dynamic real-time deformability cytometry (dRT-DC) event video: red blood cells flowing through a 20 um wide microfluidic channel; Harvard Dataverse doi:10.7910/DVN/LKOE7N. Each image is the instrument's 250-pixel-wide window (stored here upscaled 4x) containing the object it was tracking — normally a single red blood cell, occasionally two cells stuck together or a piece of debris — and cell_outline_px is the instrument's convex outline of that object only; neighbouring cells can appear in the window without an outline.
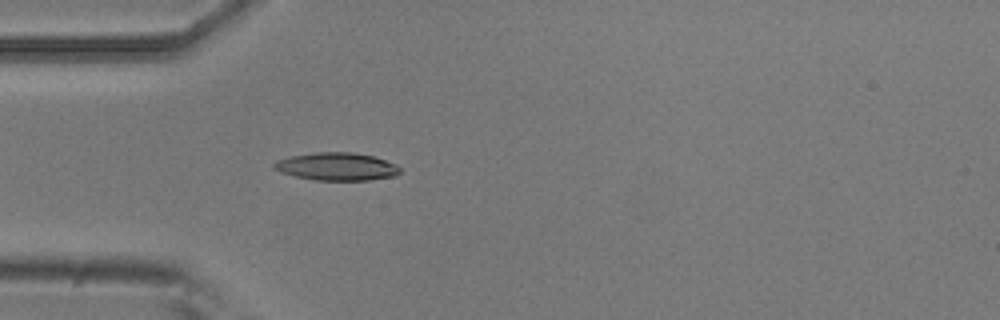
{"species": "common noctule bat (a hibernating species)", "species_latin": "Nyctalus noctula", "temperature_condition": "room temperature", "stored_images_in_passage": 4, "camera_frame_rate_fps": 3000, "um_per_image_px": 0.085, "animal": {"sex": "male", "body_mass_g": 20.5, "forearm_length_mm": 52.5}, "frame": {"image": 1, "passage_image": 4, "time_ms": 1.0, "image_size_px": [1000, 320], "cell_outline_px": [[400, 172], [396, 176], [368, 180], [316, 180], [296, 176], [280, 172], [272, 168], [272, 164], [280, 160], [292, 156], [312, 152], [356, 152], [372, 156], [396, 164], [400, 168]], "centroid_in_image_um": [28.63, 14.15], "position_along_channel_um": 56.4, "area_um2": 20.35}}